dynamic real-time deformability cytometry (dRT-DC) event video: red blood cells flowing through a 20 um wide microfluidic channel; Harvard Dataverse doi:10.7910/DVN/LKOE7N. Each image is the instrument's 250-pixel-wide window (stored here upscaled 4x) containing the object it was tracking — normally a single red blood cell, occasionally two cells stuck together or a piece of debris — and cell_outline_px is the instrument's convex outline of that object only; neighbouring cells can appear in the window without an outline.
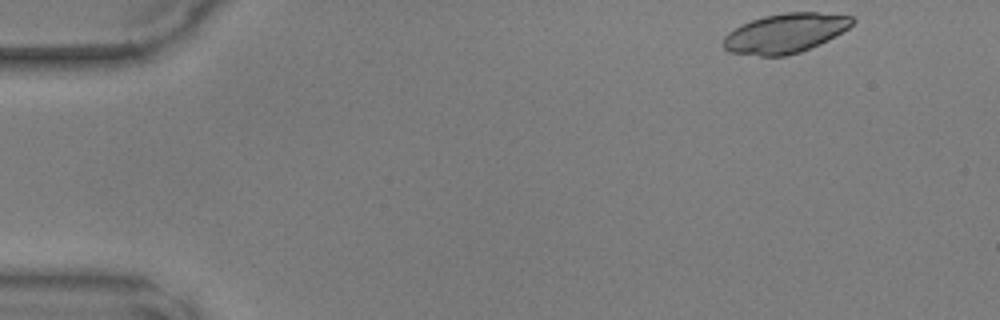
{"species": "common noctule bat (a hibernating species)", "species_latin": "Nyctalus noctula", "temperature_condition": "warm", "stored_images_in_passage": 45, "camera_frame_rate_fps": 3000, "um_per_image_px": 0.085, "animal": {"sex": "male", "body_mass_g": 17.9, "forearm_length_mm": 54.2}, "frame": {"image": 1, "passage_image": 1, "time_ms": 0.0, "image_size_px": [1000, 320], "cell_outline_px": [[856, 20], [848, 28], [836, 36], [820, 44], [800, 52], [784, 56], [760, 56], [728, 52], [724, 48], [724, 36], [728, 32], [740, 24], [764, 16], [784, 12], [816, 12], [852, 16]], "centroid_in_image_um": [66.74, 2.82], "position_along_channel_um": 18.3, "area_um2": 29.77}}
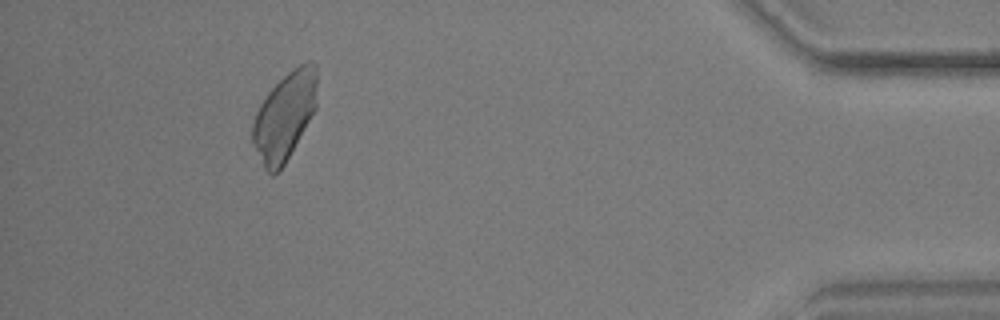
{"frame": {"image": 2, "passage_image": 41, "time_ms": 13.333, "image_size_px": [1000, 320], "cell_outline_px": [[316, 108], [284, 164], [272, 176], [264, 168], [252, 144], [252, 124], [256, 112], [260, 104], [268, 92], [292, 68], [308, 60], [312, 60], [316, 64]], "centroid_in_image_um": [24.18, 9.84], "position_along_channel_um": 411.0, "area_um2": 32.66}}